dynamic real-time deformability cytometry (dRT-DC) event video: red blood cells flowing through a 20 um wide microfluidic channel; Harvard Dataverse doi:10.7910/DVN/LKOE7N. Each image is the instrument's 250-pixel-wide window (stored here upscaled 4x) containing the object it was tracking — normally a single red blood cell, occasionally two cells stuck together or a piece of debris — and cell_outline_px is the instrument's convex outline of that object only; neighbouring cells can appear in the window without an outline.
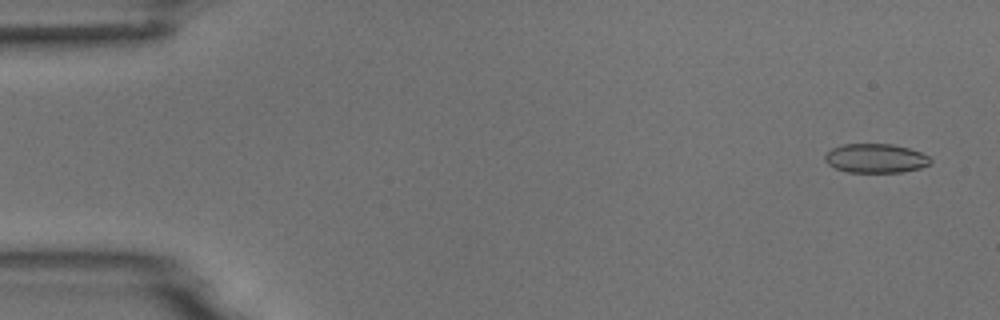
{"species": "common noctule bat (a hibernating species)", "species_latin": "Nyctalus noctula", "temperature_condition": "room temperature", "stored_images_in_passage": 7, "camera_frame_rate_fps": 3000, "um_per_image_px": 0.085, "animal": {"sex": "male", "body_mass_g": 18.8}, "frame": {"image": 1, "passage_image": 1, "time_ms": 0.0, "image_size_px": [1000, 320], "cell_outline_px": [[932, 164], [920, 168], [900, 172], [848, 172], [836, 168], [828, 164], [824, 160], [824, 156], [832, 148], [844, 144], [892, 144], [908, 148], [920, 152], [928, 156], [932, 160]], "centroid_in_image_um": [74.44, 13.46], "position_along_channel_um": 10.6, "area_um2": 17.86}}
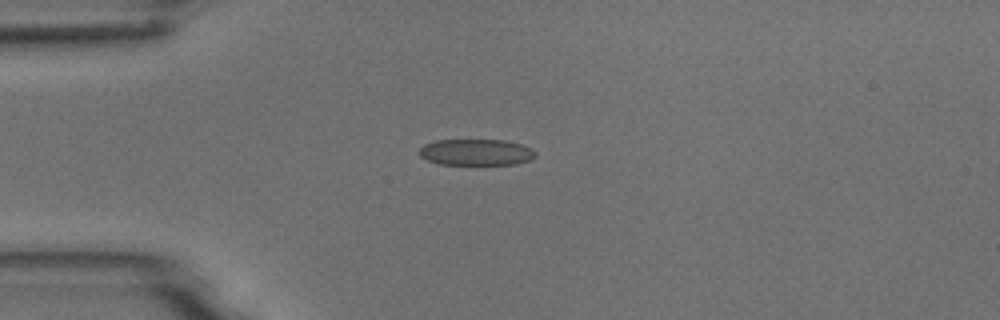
{"frame": {"image": 2, "passage_image": 4, "time_ms": 3.667, "image_size_px": [1000, 320], "cell_outline_px": [[536, 156], [532, 160], [516, 164], [436, 164], [420, 156], [416, 152], [424, 144], [436, 140], [504, 140], [520, 144], [532, 148], [536, 152]], "centroid_in_image_um": [40.46, 12.94], "position_along_channel_um": 44.5, "area_um2": 17.98}}